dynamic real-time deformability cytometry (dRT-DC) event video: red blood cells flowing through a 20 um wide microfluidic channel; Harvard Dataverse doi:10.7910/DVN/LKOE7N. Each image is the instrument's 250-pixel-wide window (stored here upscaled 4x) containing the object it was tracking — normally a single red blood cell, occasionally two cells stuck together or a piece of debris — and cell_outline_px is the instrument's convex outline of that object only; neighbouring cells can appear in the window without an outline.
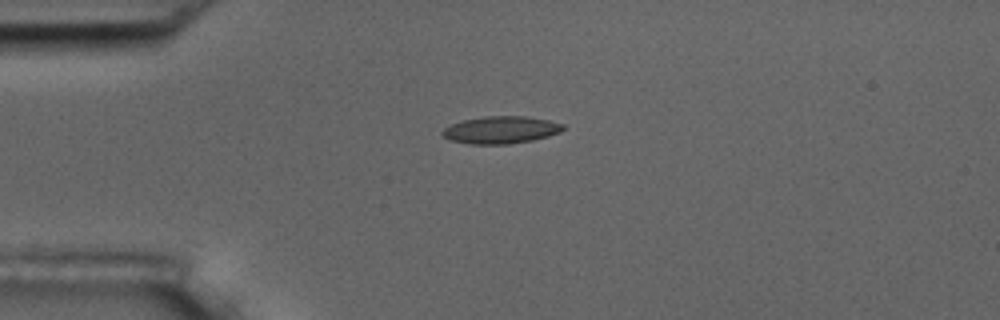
{"species": "common noctule bat (a hibernating species)", "species_latin": "Nyctalus noctula", "temperature_condition": "room temperature", "stored_images_in_passage": 2, "camera_frame_rate_fps": 3000, "um_per_image_px": 0.085, "animal": {"sex": "male", "body_mass_g": 17.5, "forearm_length_mm": 52.3}, "frame": {"image": 1, "passage_image": 1, "time_ms": 0.0, "image_size_px": [1000, 320], "cell_outline_px": [[564, 128], [560, 132], [548, 136], [532, 140], [508, 144], [472, 144], [448, 140], [440, 136], [440, 132], [444, 128], [452, 124], [464, 120], [484, 116], [524, 116], [548, 120], [564, 124]], "centroid_in_image_um": [42.53, 11.04], "position_along_channel_um": 42.5, "area_um2": 19.25}}